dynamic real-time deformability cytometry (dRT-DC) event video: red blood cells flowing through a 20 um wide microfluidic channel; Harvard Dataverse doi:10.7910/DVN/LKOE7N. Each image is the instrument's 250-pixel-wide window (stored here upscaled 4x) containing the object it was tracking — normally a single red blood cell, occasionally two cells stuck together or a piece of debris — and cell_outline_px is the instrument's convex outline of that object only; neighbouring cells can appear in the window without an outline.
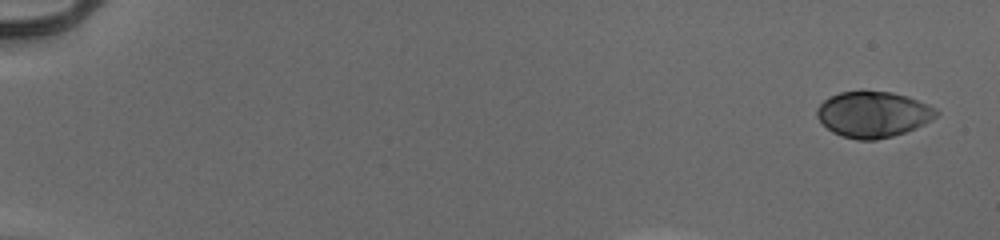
{"species": "human", "species_latin": "Homo sapiens", "temperature_condition": "cold", "stored_images_in_passage": 39, "segment_of_instrument_passage": [1, 2], "camera_frame_rate_fps": 3000, "um_per_image_px": 0.085, "donor": {"sex": "male"}, "frame": {"image": 1, "passage_image": 1, "time_ms": 0.0, "image_size_px": [1000, 240], "cell_outline_px": [[940, 112], [936, 116], [924, 124], [916, 128], [892, 136], [876, 140], [856, 140], [832, 132], [816, 116], [816, 108], [828, 96], [840, 92], [864, 88], [892, 92], [908, 96], [928, 104], [936, 108]], "centroid_in_image_um": [74.2, 9.67], "position_along_channel_um": 10.8, "area_um2": 32.54}}